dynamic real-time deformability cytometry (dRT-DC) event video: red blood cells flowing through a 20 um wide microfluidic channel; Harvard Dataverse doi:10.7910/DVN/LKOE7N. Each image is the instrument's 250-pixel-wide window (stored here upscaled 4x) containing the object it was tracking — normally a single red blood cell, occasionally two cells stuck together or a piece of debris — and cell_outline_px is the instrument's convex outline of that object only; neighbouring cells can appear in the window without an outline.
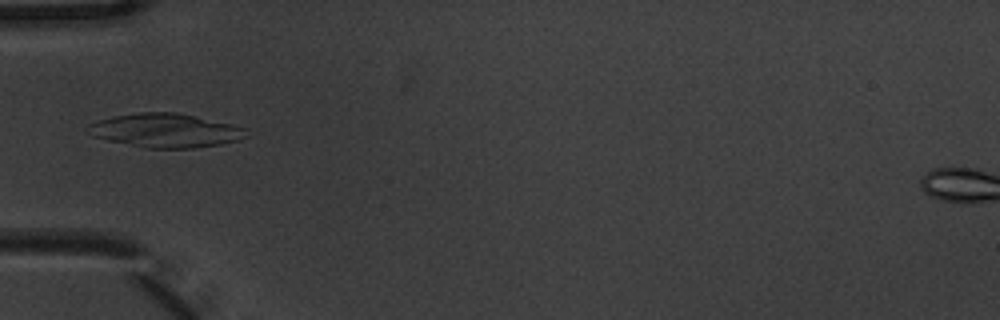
{"species": "common noctule bat (a hibernating species)", "species_latin": "Nyctalus noctula", "temperature_condition": "warm", "stored_images_in_passage": 7, "camera_frame_rate_fps": 3000, "um_per_image_px": 0.085, "animal": {"sex": "male", "body_mass_g": 20.1, "forearm_length_mm": 53.5}, "frame": {"image": 1, "passage_image": 5, "time_ms": 1.333, "image_size_px": [1000, 320], "cell_outline_px": [[248, 128], [244, 136], [240, 140], [220, 144], [192, 148], [144, 148], [108, 140], [92, 136], [84, 128], [88, 124], [100, 120], [116, 116], [140, 112], [176, 112], [196, 116], [232, 124]], "centroid_in_image_um": [14.06, 11.09], "position_along_channel_um": 70.9, "area_um2": 31.21}}
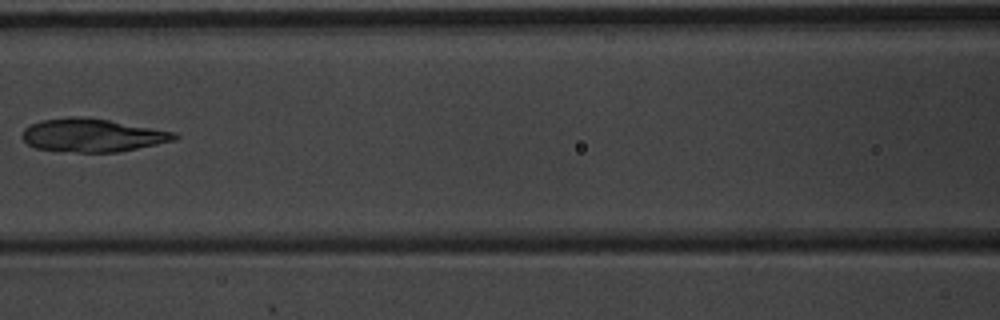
{"frame": {"image": 2, "passage_image": 7, "time_ms": 2.0, "image_size_px": [1000, 320], "cell_outline_px": [[180, 136], [176, 140], [116, 152], [76, 152], [36, 148], [28, 144], [24, 140], [24, 128], [40, 120], [68, 116], [88, 116], [176, 132]], "centroid_in_image_um": [7.88, 11.47], "position_along_channel_um": 158.7, "area_um2": 29.42}}